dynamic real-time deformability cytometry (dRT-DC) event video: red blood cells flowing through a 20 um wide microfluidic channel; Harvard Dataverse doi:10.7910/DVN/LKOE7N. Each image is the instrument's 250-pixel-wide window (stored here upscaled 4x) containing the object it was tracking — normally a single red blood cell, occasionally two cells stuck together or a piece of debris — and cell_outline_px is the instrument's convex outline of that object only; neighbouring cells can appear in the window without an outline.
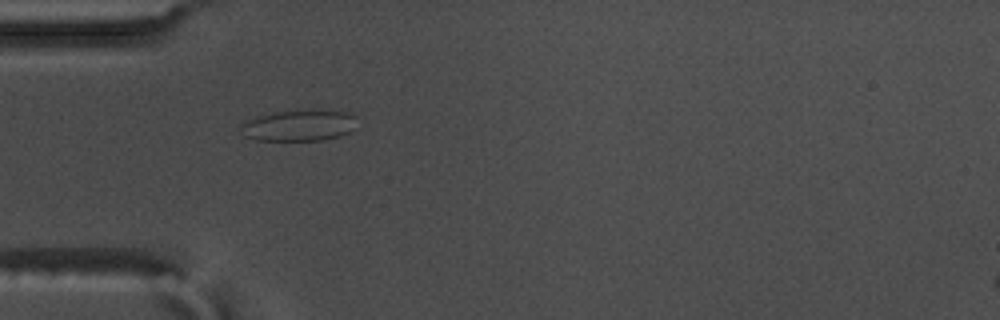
{"species": "common noctule bat (a hibernating species)", "species_latin": "Nyctalus noctula", "temperature_condition": "warm", "stored_images_in_passage": 57, "camera_frame_rate_fps": 3000, "um_per_image_px": 0.085, "animal": {"sex": "male", "body_mass_g": 17.5, "forearm_length_mm": 52.3}, "frame": {"image": 1, "passage_image": 18, "time_ms": 5.667, "image_size_px": [1000, 320], "cell_outline_px": [[356, 128], [352, 132], [340, 136], [320, 140], [256, 140], [244, 136], [240, 124], [244, 120], [256, 116], [276, 112], [308, 108], [320, 108], [344, 112], [356, 116]], "centroid_in_image_um": [25.45, 10.63], "position_along_channel_um": 59.5, "area_um2": 21.79}}
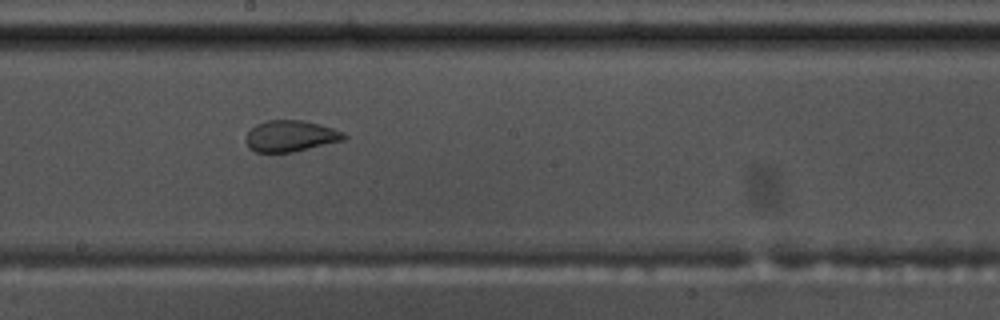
{"frame": {"image": 2, "passage_image": 32, "time_ms": 10.333, "image_size_px": [1000, 320], "cell_outline_px": [[348, 136], [344, 140], [292, 152], [256, 152], [248, 148], [244, 140], [244, 136], [256, 124], [268, 120], [304, 120], [320, 124], [344, 132]], "centroid_in_image_um": [24.67, 11.56], "position_along_channel_um": 223.5, "area_um2": 17.98}}
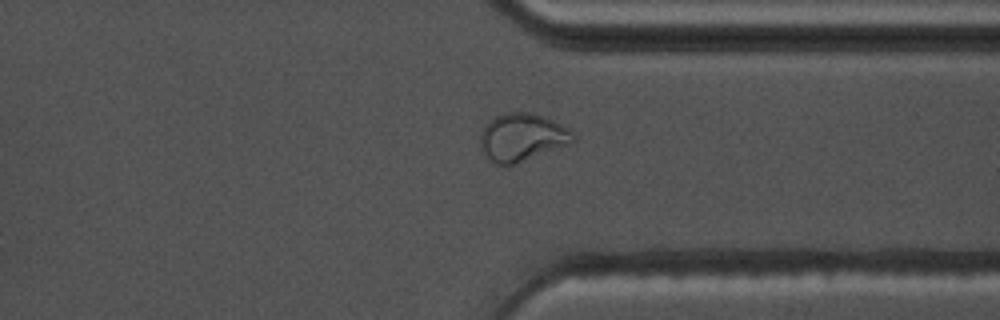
{"frame": {"image": 3, "passage_image": 44, "time_ms": 14.333, "image_size_px": [1000, 320], "cell_outline_px": [[576, 140], [572, 144], [516, 164], [496, 164], [480, 148], [480, 136], [484, 124], [496, 116], [504, 112], [528, 112], [552, 120], [568, 128], [572, 132]], "centroid_in_image_um": [44.39, 11.67], "position_along_channel_um": 367.0, "area_um2": 25.84}}